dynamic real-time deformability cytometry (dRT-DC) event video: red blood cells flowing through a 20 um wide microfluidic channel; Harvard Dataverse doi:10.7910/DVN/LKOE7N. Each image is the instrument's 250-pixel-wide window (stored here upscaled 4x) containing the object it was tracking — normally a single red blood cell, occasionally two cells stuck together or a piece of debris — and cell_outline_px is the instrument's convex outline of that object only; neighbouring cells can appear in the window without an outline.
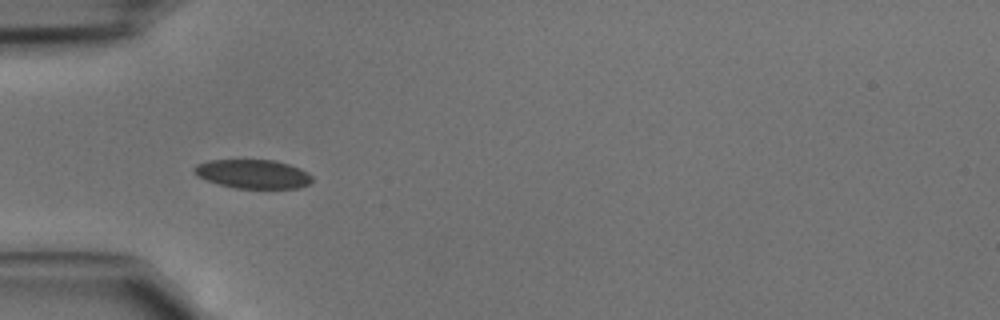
{"species": "common noctule bat (a hibernating species)", "species_latin": "Nyctalus noctula", "temperature_condition": "cold", "stored_images_in_passage": 26, "camera_frame_rate_fps": 3000, "um_per_image_px": 0.085, "animal": {"sex": "male", "body_mass_g": 15.6}, "frame": {"image": 1, "passage_image": 5, "time_ms": 1.333, "image_size_px": [1000, 320], "cell_outline_px": [[312, 180], [308, 184], [300, 188], [236, 188], [220, 184], [196, 176], [192, 172], [192, 168], [196, 164], [208, 160], [276, 160], [300, 168], [308, 172], [312, 176]], "centroid_in_image_um": [21.48, 14.78], "position_along_channel_um": 63.5, "area_um2": 19.94}}